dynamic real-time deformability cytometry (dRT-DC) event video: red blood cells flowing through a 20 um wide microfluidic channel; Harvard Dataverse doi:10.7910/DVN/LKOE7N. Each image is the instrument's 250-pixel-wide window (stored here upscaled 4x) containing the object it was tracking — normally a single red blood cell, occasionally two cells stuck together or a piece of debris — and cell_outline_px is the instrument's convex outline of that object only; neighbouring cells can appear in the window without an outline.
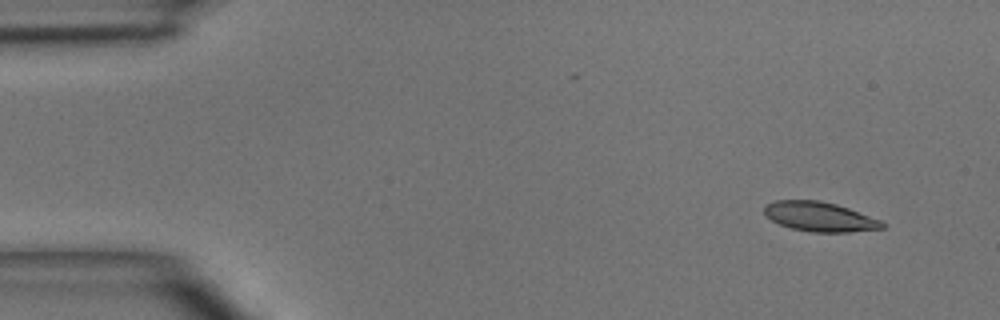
{"species": "common noctule bat (a hibernating species)", "species_latin": "Nyctalus noctula", "temperature_condition": "room temperature", "stored_images_in_passage": 4, "camera_frame_rate_fps": 3000, "um_per_image_px": 0.085, "animal": {"sex": "male", "body_mass_g": 15.6}, "frame": {"image": 1, "passage_image": 1, "time_ms": 0.0, "image_size_px": [1000, 320], "cell_outline_px": [[884, 228], [848, 232], [812, 232], [792, 228], [780, 224], [772, 220], [764, 212], [764, 208], [768, 204], [776, 200], [820, 200], [836, 204], [848, 208], [880, 220], [884, 224]], "centroid_in_image_um": [69.67, 18.41], "position_along_channel_um": 15.3, "area_um2": 20.0}}
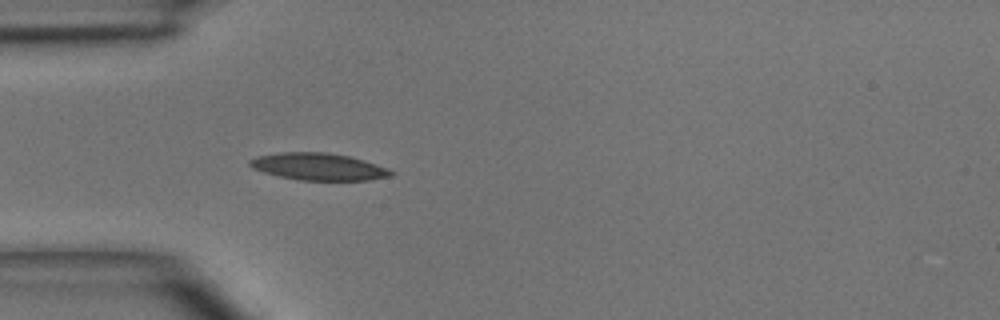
{"frame": {"image": 2, "passage_image": 4, "time_ms": 3.333, "image_size_px": [1000, 320], "cell_outline_px": [[396, 172], [392, 176], [368, 180], [300, 180], [280, 176], [264, 172], [252, 168], [248, 164], [248, 160], [256, 156], [280, 152], [328, 152], [348, 156], [364, 160], [388, 168]], "centroid_in_image_um": [27.08, 14.16], "position_along_channel_um": 57.9, "area_um2": 22.37}}